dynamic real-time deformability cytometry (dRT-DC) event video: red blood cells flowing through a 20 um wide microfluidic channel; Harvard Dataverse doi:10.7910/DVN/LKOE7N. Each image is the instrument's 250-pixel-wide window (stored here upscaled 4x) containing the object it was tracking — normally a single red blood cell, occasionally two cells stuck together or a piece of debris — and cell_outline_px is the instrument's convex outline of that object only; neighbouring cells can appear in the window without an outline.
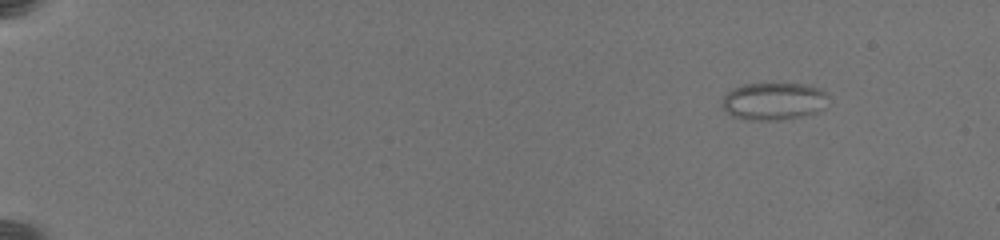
{"species": "common noctule bat (a hibernating species)", "species_latin": "Nyctalus noctula", "temperature_condition": "warm", "stored_images_in_passage": 12, "camera_frame_rate_fps": 3000, "um_per_image_px": 0.085, "animal": {"sex": "female", "body_mass_g": 19.5, "forearm_length_mm": 54.1}, "frame": {"image": 1, "passage_image": 1, "time_ms": 0.0, "image_size_px": [1000, 240], "cell_outline_px": [[824, 96], [820, 108], [816, 112], [800, 116], [776, 120], [752, 120], [732, 116], [720, 104], [724, 96], [732, 88], [744, 84], [808, 84], [820, 88], [824, 92]], "centroid_in_image_um": [65.67, 8.59], "position_along_channel_um": 19.3, "area_um2": 22.6}}
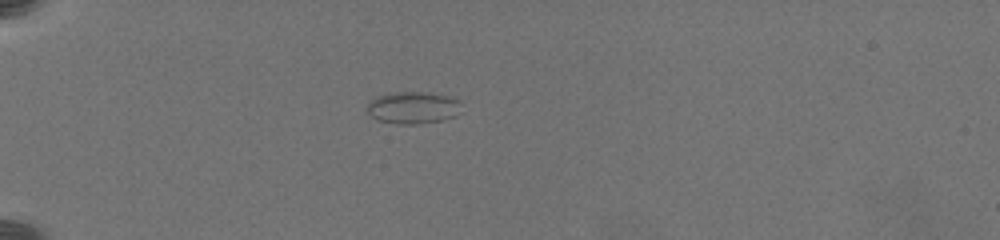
{"frame": {"image": 2, "passage_image": 7, "time_ms": 4.333, "image_size_px": [1000, 240], "cell_outline_px": [[460, 100], [456, 116], [444, 120], [420, 124], [396, 124], [376, 120], [368, 112], [368, 100], [376, 96], [392, 92], [424, 92], [448, 96]], "centroid_in_image_um": [35.06, 9.16], "position_along_channel_um": 49.9, "area_um2": 17.74}}
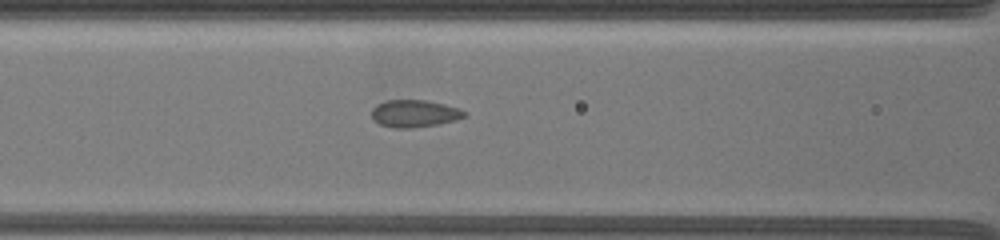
{"frame": {"image": 3, "passage_image": 12, "time_ms": 7.667, "image_size_px": [1000, 240], "cell_outline_px": [[468, 116], [456, 120], [440, 124], [412, 128], [392, 128], [380, 124], [372, 120], [372, 108], [376, 104], [384, 100], [424, 100], [444, 104], [456, 108], [464, 112]], "centroid_in_image_um": [35.19, 9.66], "position_along_channel_um": 131.4, "area_um2": 14.85}}